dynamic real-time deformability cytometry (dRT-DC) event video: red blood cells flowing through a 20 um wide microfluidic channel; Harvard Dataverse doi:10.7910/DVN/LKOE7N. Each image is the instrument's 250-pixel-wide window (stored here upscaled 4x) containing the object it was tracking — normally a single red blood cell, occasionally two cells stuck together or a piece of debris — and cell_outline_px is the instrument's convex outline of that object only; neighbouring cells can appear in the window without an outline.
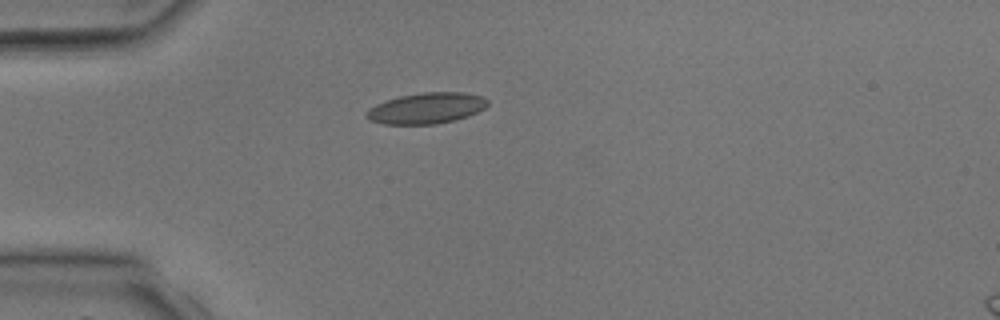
{"species": "common noctule bat (a hibernating species)", "species_latin": "Nyctalus noctula", "temperature_condition": "room temperature", "stored_images_in_passage": 4, "camera_frame_rate_fps": 3000, "um_per_image_px": 0.085, "animal": {"sex": "male", "body_mass_g": 17.9, "forearm_length_mm": 54.2}, "frame": {"image": 1, "passage_image": 4, "time_ms": 3.667, "image_size_px": [1000, 320], "cell_outline_px": [[488, 104], [484, 108], [468, 116], [456, 120], [436, 124], [384, 124], [372, 120], [364, 116], [368, 108], [376, 104], [400, 96], [424, 92], [464, 92], [480, 96], [488, 100]], "centroid_in_image_um": [36.25, 9.2], "position_along_channel_um": 48.8, "area_um2": 21.73}}